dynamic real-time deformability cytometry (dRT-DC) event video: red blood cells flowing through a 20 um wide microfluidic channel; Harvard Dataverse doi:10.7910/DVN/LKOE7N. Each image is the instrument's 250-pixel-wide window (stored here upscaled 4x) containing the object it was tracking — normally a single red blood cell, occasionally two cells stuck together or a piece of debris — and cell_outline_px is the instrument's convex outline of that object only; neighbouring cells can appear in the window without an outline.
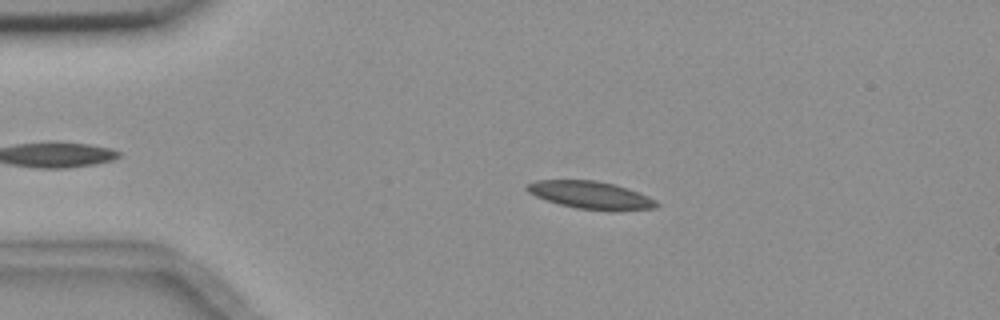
{"species": "common noctule bat (a hibernating species)", "species_latin": "Nyctalus noctula", "temperature_condition": "room temperature", "stored_images_in_passage": 3, "camera_frame_rate_fps": 3000, "um_per_image_px": 0.085, "animal": {"sex": "female", "body_mass_g": 18.4}, "frame": {"image": 1, "passage_image": 3, "time_ms": 2.333, "image_size_px": [1000, 320], "cell_outline_px": [[660, 204], [656, 208], [612, 212], [576, 208], [544, 200], [528, 192], [524, 188], [524, 184], [536, 180], [596, 180], [612, 184], [648, 196], [656, 200]], "centroid_in_image_um": [50.18, 16.6], "position_along_channel_um": 34.8, "area_um2": 21.1}}